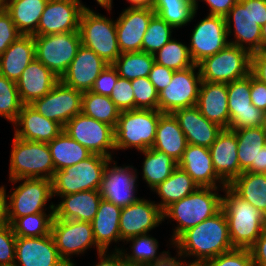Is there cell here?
<instances>
[{
  "label": "cell",
  "instance_id": "obj_59",
  "mask_svg": "<svg viewBox=\"0 0 266 266\" xmlns=\"http://www.w3.org/2000/svg\"><path fill=\"white\" fill-rule=\"evenodd\" d=\"M115 250L110 256L105 254L106 251L98 253L100 262L95 266H129L122 255V249L115 248Z\"/></svg>",
  "mask_w": 266,
  "mask_h": 266
},
{
  "label": "cell",
  "instance_id": "obj_2",
  "mask_svg": "<svg viewBox=\"0 0 266 266\" xmlns=\"http://www.w3.org/2000/svg\"><path fill=\"white\" fill-rule=\"evenodd\" d=\"M222 210L226 216L233 248L250 249L266 228V216L240 198L228 185L224 187Z\"/></svg>",
  "mask_w": 266,
  "mask_h": 266
},
{
  "label": "cell",
  "instance_id": "obj_66",
  "mask_svg": "<svg viewBox=\"0 0 266 266\" xmlns=\"http://www.w3.org/2000/svg\"><path fill=\"white\" fill-rule=\"evenodd\" d=\"M185 2H187L188 4L192 5L196 10L198 8V4H197V0H184Z\"/></svg>",
  "mask_w": 266,
  "mask_h": 266
},
{
  "label": "cell",
  "instance_id": "obj_45",
  "mask_svg": "<svg viewBox=\"0 0 266 266\" xmlns=\"http://www.w3.org/2000/svg\"><path fill=\"white\" fill-rule=\"evenodd\" d=\"M157 52L158 55L154 54L155 62L174 71L195 65L191 59L189 48L176 40L171 39Z\"/></svg>",
  "mask_w": 266,
  "mask_h": 266
},
{
  "label": "cell",
  "instance_id": "obj_65",
  "mask_svg": "<svg viewBox=\"0 0 266 266\" xmlns=\"http://www.w3.org/2000/svg\"><path fill=\"white\" fill-rule=\"evenodd\" d=\"M96 1L100 6L106 8L108 11L112 9V0H96Z\"/></svg>",
  "mask_w": 266,
  "mask_h": 266
},
{
  "label": "cell",
  "instance_id": "obj_20",
  "mask_svg": "<svg viewBox=\"0 0 266 266\" xmlns=\"http://www.w3.org/2000/svg\"><path fill=\"white\" fill-rule=\"evenodd\" d=\"M108 65L93 50L81 45L60 81L75 90L90 91L99 74Z\"/></svg>",
  "mask_w": 266,
  "mask_h": 266
},
{
  "label": "cell",
  "instance_id": "obj_9",
  "mask_svg": "<svg viewBox=\"0 0 266 266\" xmlns=\"http://www.w3.org/2000/svg\"><path fill=\"white\" fill-rule=\"evenodd\" d=\"M79 33L82 45L93 50L107 64H113L120 56L115 21L92 10H83Z\"/></svg>",
  "mask_w": 266,
  "mask_h": 266
},
{
  "label": "cell",
  "instance_id": "obj_3",
  "mask_svg": "<svg viewBox=\"0 0 266 266\" xmlns=\"http://www.w3.org/2000/svg\"><path fill=\"white\" fill-rule=\"evenodd\" d=\"M213 191H217V188L198 187L190 195L171 204L163 211V218H172L179 223L174 231L172 242L186 230L221 210L222 197Z\"/></svg>",
  "mask_w": 266,
  "mask_h": 266
},
{
  "label": "cell",
  "instance_id": "obj_23",
  "mask_svg": "<svg viewBox=\"0 0 266 266\" xmlns=\"http://www.w3.org/2000/svg\"><path fill=\"white\" fill-rule=\"evenodd\" d=\"M111 161L112 159L104 169L99 192L102 199L124 208L139 199L134 195L137 175L130 166L117 167L115 165L109 168Z\"/></svg>",
  "mask_w": 266,
  "mask_h": 266
},
{
  "label": "cell",
  "instance_id": "obj_10",
  "mask_svg": "<svg viewBox=\"0 0 266 266\" xmlns=\"http://www.w3.org/2000/svg\"><path fill=\"white\" fill-rule=\"evenodd\" d=\"M33 38L35 41V58L59 79L67 71L82 45L79 32L33 36Z\"/></svg>",
  "mask_w": 266,
  "mask_h": 266
},
{
  "label": "cell",
  "instance_id": "obj_21",
  "mask_svg": "<svg viewBox=\"0 0 266 266\" xmlns=\"http://www.w3.org/2000/svg\"><path fill=\"white\" fill-rule=\"evenodd\" d=\"M15 259L18 261L15 260L14 266H67L59 256L51 234L16 237Z\"/></svg>",
  "mask_w": 266,
  "mask_h": 266
},
{
  "label": "cell",
  "instance_id": "obj_4",
  "mask_svg": "<svg viewBox=\"0 0 266 266\" xmlns=\"http://www.w3.org/2000/svg\"><path fill=\"white\" fill-rule=\"evenodd\" d=\"M161 114L158 109L120 111L114 128L115 150L135 147L143 151L152 148Z\"/></svg>",
  "mask_w": 266,
  "mask_h": 266
},
{
  "label": "cell",
  "instance_id": "obj_35",
  "mask_svg": "<svg viewBox=\"0 0 266 266\" xmlns=\"http://www.w3.org/2000/svg\"><path fill=\"white\" fill-rule=\"evenodd\" d=\"M48 0H7L5 10L22 35H33Z\"/></svg>",
  "mask_w": 266,
  "mask_h": 266
},
{
  "label": "cell",
  "instance_id": "obj_11",
  "mask_svg": "<svg viewBox=\"0 0 266 266\" xmlns=\"http://www.w3.org/2000/svg\"><path fill=\"white\" fill-rule=\"evenodd\" d=\"M23 181L10 194L7 203V220L12 224L17 218L44 212L46 202L53 197L52 182L48 178H23L10 180L17 183Z\"/></svg>",
  "mask_w": 266,
  "mask_h": 266
},
{
  "label": "cell",
  "instance_id": "obj_49",
  "mask_svg": "<svg viewBox=\"0 0 266 266\" xmlns=\"http://www.w3.org/2000/svg\"><path fill=\"white\" fill-rule=\"evenodd\" d=\"M202 266H254L250 249L234 248L209 259Z\"/></svg>",
  "mask_w": 266,
  "mask_h": 266
},
{
  "label": "cell",
  "instance_id": "obj_34",
  "mask_svg": "<svg viewBox=\"0 0 266 266\" xmlns=\"http://www.w3.org/2000/svg\"><path fill=\"white\" fill-rule=\"evenodd\" d=\"M238 145L239 167L244 172L257 173V157L265 146L264 126L234 130Z\"/></svg>",
  "mask_w": 266,
  "mask_h": 266
},
{
  "label": "cell",
  "instance_id": "obj_17",
  "mask_svg": "<svg viewBox=\"0 0 266 266\" xmlns=\"http://www.w3.org/2000/svg\"><path fill=\"white\" fill-rule=\"evenodd\" d=\"M80 0H48L33 36L79 32L83 10H90Z\"/></svg>",
  "mask_w": 266,
  "mask_h": 266
},
{
  "label": "cell",
  "instance_id": "obj_1",
  "mask_svg": "<svg viewBox=\"0 0 266 266\" xmlns=\"http://www.w3.org/2000/svg\"><path fill=\"white\" fill-rule=\"evenodd\" d=\"M182 256H195L190 264H202L233 248L226 216L221 209L214 216L205 219L195 227L183 232L174 242Z\"/></svg>",
  "mask_w": 266,
  "mask_h": 266
},
{
  "label": "cell",
  "instance_id": "obj_22",
  "mask_svg": "<svg viewBox=\"0 0 266 266\" xmlns=\"http://www.w3.org/2000/svg\"><path fill=\"white\" fill-rule=\"evenodd\" d=\"M154 14L150 8L132 7L120 14L116 20V34L121 53L142 51L143 37Z\"/></svg>",
  "mask_w": 266,
  "mask_h": 266
},
{
  "label": "cell",
  "instance_id": "obj_30",
  "mask_svg": "<svg viewBox=\"0 0 266 266\" xmlns=\"http://www.w3.org/2000/svg\"><path fill=\"white\" fill-rule=\"evenodd\" d=\"M60 197L63 200L54 206V218L90 223L94 219L102 200L98 190L81 191Z\"/></svg>",
  "mask_w": 266,
  "mask_h": 266
},
{
  "label": "cell",
  "instance_id": "obj_50",
  "mask_svg": "<svg viewBox=\"0 0 266 266\" xmlns=\"http://www.w3.org/2000/svg\"><path fill=\"white\" fill-rule=\"evenodd\" d=\"M109 97L120 111L135 109L134 90L130 80L119 77Z\"/></svg>",
  "mask_w": 266,
  "mask_h": 266
},
{
  "label": "cell",
  "instance_id": "obj_27",
  "mask_svg": "<svg viewBox=\"0 0 266 266\" xmlns=\"http://www.w3.org/2000/svg\"><path fill=\"white\" fill-rule=\"evenodd\" d=\"M178 167L185 171L198 187L217 188L216 181L224 188L227 184L216 174L209 148L187 144Z\"/></svg>",
  "mask_w": 266,
  "mask_h": 266
},
{
  "label": "cell",
  "instance_id": "obj_39",
  "mask_svg": "<svg viewBox=\"0 0 266 266\" xmlns=\"http://www.w3.org/2000/svg\"><path fill=\"white\" fill-rule=\"evenodd\" d=\"M140 152L145 155L143 179L152 190L158 184L165 181L178 167V163L170 156L154 148H149Z\"/></svg>",
  "mask_w": 266,
  "mask_h": 266
},
{
  "label": "cell",
  "instance_id": "obj_42",
  "mask_svg": "<svg viewBox=\"0 0 266 266\" xmlns=\"http://www.w3.org/2000/svg\"><path fill=\"white\" fill-rule=\"evenodd\" d=\"M54 206L50 205V214L45 212L25 215L17 218L12 224L16 237H42L51 234L54 219Z\"/></svg>",
  "mask_w": 266,
  "mask_h": 266
},
{
  "label": "cell",
  "instance_id": "obj_54",
  "mask_svg": "<svg viewBox=\"0 0 266 266\" xmlns=\"http://www.w3.org/2000/svg\"><path fill=\"white\" fill-rule=\"evenodd\" d=\"M173 73L174 70L155 62L148 78L159 93L171 83Z\"/></svg>",
  "mask_w": 266,
  "mask_h": 266
},
{
  "label": "cell",
  "instance_id": "obj_44",
  "mask_svg": "<svg viewBox=\"0 0 266 266\" xmlns=\"http://www.w3.org/2000/svg\"><path fill=\"white\" fill-rule=\"evenodd\" d=\"M126 241L133 242L131 247L133 252L130 255L122 252L123 257L129 266H147L149 263L161 258L166 253V251H164L161 255L156 256L158 241L147 234L134 236Z\"/></svg>",
  "mask_w": 266,
  "mask_h": 266
},
{
  "label": "cell",
  "instance_id": "obj_8",
  "mask_svg": "<svg viewBox=\"0 0 266 266\" xmlns=\"http://www.w3.org/2000/svg\"><path fill=\"white\" fill-rule=\"evenodd\" d=\"M198 67L202 81L230 83L250 74L251 53L228 44L218 53L204 58Z\"/></svg>",
  "mask_w": 266,
  "mask_h": 266
},
{
  "label": "cell",
  "instance_id": "obj_37",
  "mask_svg": "<svg viewBox=\"0 0 266 266\" xmlns=\"http://www.w3.org/2000/svg\"><path fill=\"white\" fill-rule=\"evenodd\" d=\"M51 152L55 171L78 164L90 157L91 152L62 131L47 143Z\"/></svg>",
  "mask_w": 266,
  "mask_h": 266
},
{
  "label": "cell",
  "instance_id": "obj_24",
  "mask_svg": "<svg viewBox=\"0 0 266 266\" xmlns=\"http://www.w3.org/2000/svg\"><path fill=\"white\" fill-rule=\"evenodd\" d=\"M209 150L216 174L227 185L243 173L239 167L238 145L234 130L222 129Z\"/></svg>",
  "mask_w": 266,
  "mask_h": 266
},
{
  "label": "cell",
  "instance_id": "obj_61",
  "mask_svg": "<svg viewBox=\"0 0 266 266\" xmlns=\"http://www.w3.org/2000/svg\"><path fill=\"white\" fill-rule=\"evenodd\" d=\"M5 186L0 187V228L8 224L7 220V197Z\"/></svg>",
  "mask_w": 266,
  "mask_h": 266
},
{
  "label": "cell",
  "instance_id": "obj_62",
  "mask_svg": "<svg viewBox=\"0 0 266 266\" xmlns=\"http://www.w3.org/2000/svg\"><path fill=\"white\" fill-rule=\"evenodd\" d=\"M257 173L266 174V148L264 147L257 157Z\"/></svg>",
  "mask_w": 266,
  "mask_h": 266
},
{
  "label": "cell",
  "instance_id": "obj_14",
  "mask_svg": "<svg viewBox=\"0 0 266 266\" xmlns=\"http://www.w3.org/2000/svg\"><path fill=\"white\" fill-rule=\"evenodd\" d=\"M51 235L55 241L59 256L67 266H75L68 258L70 255L80 254L93 245L97 247L98 253L102 252L94 240L90 222L54 218L51 226Z\"/></svg>",
  "mask_w": 266,
  "mask_h": 266
},
{
  "label": "cell",
  "instance_id": "obj_31",
  "mask_svg": "<svg viewBox=\"0 0 266 266\" xmlns=\"http://www.w3.org/2000/svg\"><path fill=\"white\" fill-rule=\"evenodd\" d=\"M34 59L33 35H21L0 56V75L17 82L22 72Z\"/></svg>",
  "mask_w": 266,
  "mask_h": 266
},
{
  "label": "cell",
  "instance_id": "obj_36",
  "mask_svg": "<svg viewBox=\"0 0 266 266\" xmlns=\"http://www.w3.org/2000/svg\"><path fill=\"white\" fill-rule=\"evenodd\" d=\"M228 186L266 216V174L244 171Z\"/></svg>",
  "mask_w": 266,
  "mask_h": 266
},
{
  "label": "cell",
  "instance_id": "obj_53",
  "mask_svg": "<svg viewBox=\"0 0 266 266\" xmlns=\"http://www.w3.org/2000/svg\"><path fill=\"white\" fill-rule=\"evenodd\" d=\"M119 74L117 69L109 64L95 80L92 89L90 90L93 93L110 96L111 92L118 81Z\"/></svg>",
  "mask_w": 266,
  "mask_h": 266
},
{
  "label": "cell",
  "instance_id": "obj_69",
  "mask_svg": "<svg viewBox=\"0 0 266 266\" xmlns=\"http://www.w3.org/2000/svg\"><path fill=\"white\" fill-rule=\"evenodd\" d=\"M264 127H265V130H266V113H265V125H264Z\"/></svg>",
  "mask_w": 266,
  "mask_h": 266
},
{
  "label": "cell",
  "instance_id": "obj_57",
  "mask_svg": "<svg viewBox=\"0 0 266 266\" xmlns=\"http://www.w3.org/2000/svg\"><path fill=\"white\" fill-rule=\"evenodd\" d=\"M254 266H266V228L250 248Z\"/></svg>",
  "mask_w": 266,
  "mask_h": 266
},
{
  "label": "cell",
  "instance_id": "obj_38",
  "mask_svg": "<svg viewBox=\"0 0 266 266\" xmlns=\"http://www.w3.org/2000/svg\"><path fill=\"white\" fill-rule=\"evenodd\" d=\"M198 188L193 179L181 168L177 167L172 174L163 182L158 184L153 191L161 197L158 207L164 211L171 204L190 195Z\"/></svg>",
  "mask_w": 266,
  "mask_h": 266
},
{
  "label": "cell",
  "instance_id": "obj_7",
  "mask_svg": "<svg viewBox=\"0 0 266 266\" xmlns=\"http://www.w3.org/2000/svg\"><path fill=\"white\" fill-rule=\"evenodd\" d=\"M111 158L92 154L76 165L55 171L52 195H69L81 191L100 189L104 169Z\"/></svg>",
  "mask_w": 266,
  "mask_h": 266
},
{
  "label": "cell",
  "instance_id": "obj_60",
  "mask_svg": "<svg viewBox=\"0 0 266 266\" xmlns=\"http://www.w3.org/2000/svg\"><path fill=\"white\" fill-rule=\"evenodd\" d=\"M185 262L182 263L176 258L170 257L169 252L167 251L161 258L155 260L154 262L149 263L147 266H183Z\"/></svg>",
  "mask_w": 266,
  "mask_h": 266
},
{
  "label": "cell",
  "instance_id": "obj_32",
  "mask_svg": "<svg viewBox=\"0 0 266 266\" xmlns=\"http://www.w3.org/2000/svg\"><path fill=\"white\" fill-rule=\"evenodd\" d=\"M187 146L185 134L172 113H162L156 128L152 148L170 156L177 163L181 160Z\"/></svg>",
  "mask_w": 266,
  "mask_h": 266
},
{
  "label": "cell",
  "instance_id": "obj_29",
  "mask_svg": "<svg viewBox=\"0 0 266 266\" xmlns=\"http://www.w3.org/2000/svg\"><path fill=\"white\" fill-rule=\"evenodd\" d=\"M20 126L14 136L19 139L48 143L56 138L64 128L57 122L45 118L30 105H23L18 118L14 123Z\"/></svg>",
  "mask_w": 266,
  "mask_h": 266
},
{
  "label": "cell",
  "instance_id": "obj_55",
  "mask_svg": "<svg viewBox=\"0 0 266 266\" xmlns=\"http://www.w3.org/2000/svg\"><path fill=\"white\" fill-rule=\"evenodd\" d=\"M250 74L266 84V50L251 53Z\"/></svg>",
  "mask_w": 266,
  "mask_h": 266
},
{
  "label": "cell",
  "instance_id": "obj_16",
  "mask_svg": "<svg viewBox=\"0 0 266 266\" xmlns=\"http://www.w3.org/2000/svg\"><path fill=\"white\" fill-rule=\"evenodd\" d=\"M83 92L64 85L59 81L53 89L42 98L34 100L30 106L45 118L65 124L81 113Z\"/></svg>",
  "mask_w": 266,
  "mask_h": 266
},
{
  "label": "cell",
  "instance_id": "obj_19",
  "mask_svg": "<svg viewBox=\"0 0 266 266\" xmlns=\"http://www.w3.org/2000/svg\"><path fill=\"white\" fill-rule=\"evenodd\" d=\"M163 211L154 202L138 199L122 208L119 230L123 242L131 237L147 234L163 221Z\"/></svg>",
  "mask_w": 266,
  "mask_h": 266
},
{
  "label": "cell",
  "instance_id": "obj_15",
  "mask_svg": "<svg viewBox=\"0 0 266 266\" xmlns=\"http://www.w3.org/2000/svg\"><path fill=\"white\" fill-rule=\"evenodd\" d=\"M251 74L227 83L230 130L256 128L265 125V113L251 102Z\"/></svg>",
  "mask_w": 266,
  "mask_h": 266
},
{
  "label": "cell",
  "instance_id": "obj_58",
  "mask_svg": "<svg viewBox=\"0 0 266 266\" xmlns=\"http://www.w3.org/2000/svg\"><path fill=\"white\" fill-rule=\"evenodd\" d=\"M210 7L209 15L225 17L239 0H204Z\"/></svg>",
  "mask_w": 266,
  "mask_h": 266
},
{
  "label": "cell",
  "instance_id": "obj_67",
  "mask_svg": "<svg viewBox=\"0 0 266 266\" xmlns=\"http://www.w3.org/2000/svg\"><path fill=\"white\" fill-rule=\"evenodd\" d=\"M7 0H0V9H4Z\"/></svg>",
  "mask_w": 266,
  "mask_h": 266
},
{
  "label": "cell",
  "instance_id": "obj_13",
  "mask_svg": "<svg viewBox=\"0 0 266 266\" xmlns=\"http://www.w3.org/2000/svg\"><path fill=\"white\" fill-rule=\"evenodd\" d=\"M196 68H199L198 64L174 71L171 83L159 92L158 110L160 112L173 113L197 104L202 79L199 69L195 75Z\"/></svg>",
  "mask_w": 266,
  "mask_h": 266
},
{
  "label": "cell",
  "instance_id": "obj_56",
  "mask_svg": "<svg viewBox=\"0 0 266 266\" xmlns=\"http://www.w3.org/2000/svg\"><path fill=\"white\" fill-rule=\"evenodd\" d=\"M250 93L252 104L266 113V84L260 82L251 75Z\"/></svg>",
  "mask_w": 266,
  "mask_h": 266
},
{
  "label": "cell",
  "instance_id": "obj_5",
  "mask_svg": "<svg viewBox=\"0 0 266 266\" xmlns=\"http://www.w3.org/2000/svg\"><path fill=\"white\" fill-rule=\"evenodd\" d=\"M231 20L234 21L236 40L229 44L247 49L250 53L261 51V26L266 23V0H239L225 16L227 34L231 33ZM246 43L248 47L243 45Z\"/></svg>",
  "mask_w": 266,
  "mask_h": 266
},
{
  "label": "cell",
  "instance_id": "obj_63",
  "mask_svg": "<svg viewBox=\"0 0 266 266\" xmlns=\"http://www.w3.org/2000/svg\"><path fill=\"white\" fill-rule=\"evenodd\" d=\"M131 3L132 8H153V4L155 0H127Z\"/></svg>",
  "mask_w": 266,
  "mask_h": 266
},
{
  "label": "cell",
  "instance_id": "obj_6",
  "mask_svg": "<svg viewBox=\"0 0 266 266\" xmlns=\"http://www.w3.org/2000/svg\"><path fill=\"white\" fill-rule=\"evenodd\" d=\"M54 174V163L47 143L22 140L14 136L10 157V180L23 178L51 180Z\"/></svg>",
  "mask_w": 266,
  "mask_h": 266
},
{
  "label": "cell",
  "instance_id": "obj_25",
  "mask_svg": "<svg viewBox=\"0 0 266 266\" xmlns=\"http://www.w3.org/2000/svg\"><path fill=\"white\" fill-rule=\"evenodd\" d=\"M172 114L185 134L187 144L209 148L223 129L207 120L196 105L176 110Z\"/></svg>",
  "mask_w": 266,
  "mask_h": 266
},
{
  "label": "cell",
  "instance_id": "obj_47",
  "mask_svg": "<svg viewBox=\"0 0 266 266\" xmlns=\"http://www.w3.org/2000/svg\"><path fill=\"white\" fill-rule=\"evenodd\" d=\"M23 105L16 82L0 75V116L15 123Z\"/></svg>",
  "mask_w": 266,
  "mask_h": 266
},
{
  "label": "cell",
  "instance_id": "obj_68",
  "mask_svg": "<svg viewBox=\"0 0 266 266\" xmlns=\"http://www.w3.org/2000/svg\"><path fill=\"white\" fill-rule=\"evenodd\" d=\"M183 266H202L201 264H188V263H185Z\"/></svg>",
  "mask_w": 266,
  "mask_h": 266
},
{
  "label": "cell",
  "instance_id": "obj_43",
  "mask_svg": "<svg viewBox=\"0 0 266 266\" xmlns=\"http://www.w3.org/2000/svg\"><path fill=\"white\" fill-rule=\"evenodd\" d=\"M174 28L182 27L194 18L196 9L184 0H155L152 8Z\"/></svg>",
  "mask_w": 266,
  "mask_h": 266
},
{
  "label": "cell",
  "instance_id": "obj_48",
  "mask_svg": "<svg viewBox=\"0 0 266 266\" xmlns=\"http://www.w3.org/2000/svg\"><path fill=\"white\" fill-rule=\"evenodd\" d=\"M131 85L134 90L135 109H158L159 93L148 77L131 80Z\"/></svg>",
  "mask_w": 266,
  "mask_h": 266
},
{
  "label": "cell",
  "instance_id": "obj_40",
  "mask_svg": "<svg viewBox=\"0 0 266 266\" xmlns=\"http://www.w3.org/2000/svg\"><path fill=\"white\" fill-rule=\"evenodd\" d=\"M81 113L115 128L120 110L109 96L86 91L82 95Z\"/></svg>",
  "mask_w": 266,
  "mask_h": 266
},
{
  "label": "cell",
  "instance_id": "obj_41",
  "mask_svg": "<svg viewBox=\"0 0 266 266\" xmlns=\"http://www.w3.org/2000/svg\"><path fill=\"white\" fill-rule=\"evenodd\" d=\"M155 63L154 55L144 51L121 53L112 64L118 71L119 77L134 80L148 77Z\"/></svg>",
  "mask_w": 266,
  "mask_h": 266
},
{
  "label": "cell",
  "instance_id": "obj_51",
  "mask_svg": "<svg viewBox=\"0 0 266 266\" xmlns=\"http://www.w3.org/2000/svg\"><path fill=\"white\" fill-rule=\"evenodd\" d=\"M16 236L11 224L0 228V266H14Z\"/></svg>",
  "mask_w": 266,
  "mask_h": 266
},
{
  "label": "cell",
  "instance_id": "obj_33",
  "mask_svg": "<svg viewBox=\"0 0 266 266\" xmlns=\"http://www.w3.org/2000/svg\"><path fill=\"white\" fill-rule=\"evenodd\" d=\"M122 208L102 199L92 220L93 236L97 246L106 251L112 241L121 240L119 222Z\"/></svg>",
  "mask_w": 266,
  "mask_h": 266
},
{
  "label": "cell",
  "instance_id": "obj_52",
  "mask_svg": "<svg viewBox=\"0 0 266 266\" xmlns=\"http://www.w3.org/2000/svg\"><path fill=\"white\" fill-rule=\"evenodd\" d=\"M21 35L12 21L10 14L5 8L0 9V56Z\"/></svg>",
  "mask_w": 266,
  "mask_h": 266
},
{
  "label": "cell",
  "instance_id": "obj_26",
  "mask_svg": "<svg viewBox=\"0 0 266 266\" xmlns=\"http://www.w3.org/2000/svg\"><path fill=\"white\" fill-rule=\"evenodd\" d=\"M59 81L51 70L35 58L16 82L21 102L30 105L49 93Z\"/></svg>",
  "mask_w": 266,
  "mask_h": 266
},
{
  "label": "cell",
  "instance_id": "obj_46",
  "mask_svg": "<svg viewBox=\"0 0 266 266\" xmlns=\"http://www.w3.org/2000/svg\"><path fill=\"white\" fill-rule=\"evenodd\" d=\"M173 28L172 25L168 24L159 15L154 14L143 37L142 51L153 55L157 54V51L171 40Z\"/></svg>",
  "mask_w": 266,
  "mask_h": 266
},
{
  "label": "cell",
  "instance_id": "obj_64",
  "mask_svg": "<svg viewBox=\"0 0 266 266\" xmlns=\"http://www.w3.org/2000/svg\"><path fill=\"white\" fill-rule=\"evenodd\" d=\"M266 50V23L261 26V51Z\"/></svg>",
  "mask_w": 266,
  "mask_h": 266
},
{
  "label": "cell",
  "instance_id": "obj_12",
  "mask_svg": "<svg viewBox=\"0 0 266 266\" xmlns=\"http://www.w3.org/2000/svg\"><path fill=\"white\" fill-rule=\"evenodd\" d=\"M63 131L87 148L91 154L112 159L109 151L115 150V139L114 128L109 124L80 113L65 124Z\"/></svg>",
  "mask_w": 266,
  "mask_h": 266
},
{
  "label": "cell",
  "instance_id": "obj_18",
  "mask_svg": "<svg viewBox=\"0 0 266 266\" xmlns=\"http://www.w3.org/2000/svg\"><path fill=\"white\" fill-rule=\"evenodd\" d=\"M189 53L195 64L204 58L218 53L230 41L227 40L225 17L207 15L192 31Z\"/></svg>",
  "mask_w": 266,
  "mask_h": 266
},
{
  "label": "cell",
  "instance_id": "obj_28",
  "mask_svg": "<svg viewBox=\"0 0 266 266\" xmlns=\"http://www.w3.org/2000/svg\"><path fill=\"white\" fill-rule=\"evenodd\" d=\"M196 106L207 120L223 129L229 128L227 83L202 81Z\"/></svg>",
  "mask_w": 266,
  "mask_h": 266
}]
</instances>
